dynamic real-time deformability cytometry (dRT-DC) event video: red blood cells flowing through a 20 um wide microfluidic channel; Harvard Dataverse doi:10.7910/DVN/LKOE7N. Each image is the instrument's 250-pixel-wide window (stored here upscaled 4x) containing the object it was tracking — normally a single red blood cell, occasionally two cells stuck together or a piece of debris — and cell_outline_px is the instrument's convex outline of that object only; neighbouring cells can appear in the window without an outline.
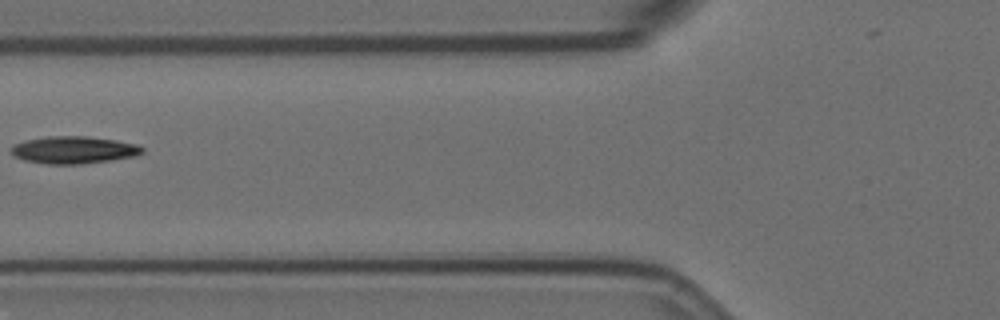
{"species": "Egyptian fruit bat (a non-hibernating species)", "species_latin": "Rousettus aegyptiacus", "temperature_condition": "room temperature", "stored_images_in_passage": 4, "camera_frame_rate_fps": 3000, "um_per_image_px": 0.085, "animal": {"sex": "female"}, "frame": {"image": 1, "passage_image": 3, "time_ms": 2.333, "image_size_px": [1000, 320], "cell_outline_px": [[144, 152], [136, 156], [112, 160], [84, 164], [48, 164], [24, 160], [12, 156], [12, 144], [24, 140], [48, 136], [88, 136], [116, 140], [136, 144], [144, 148]], "centroid_in_image_um": [6.27, 12.74], "position_along_channel_um": 119.5, "area_um2": 21.1}}
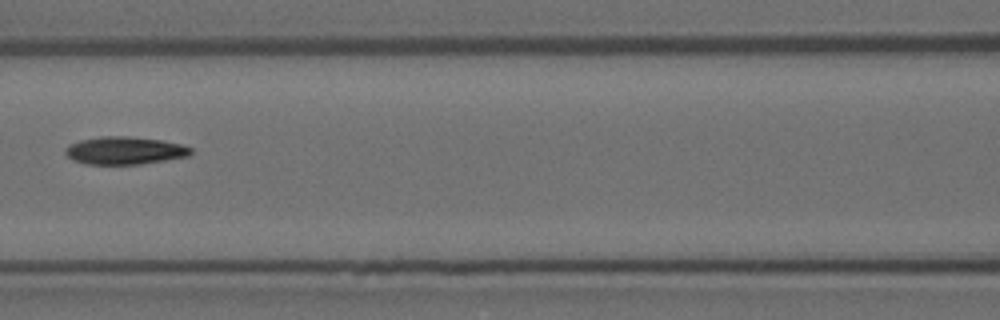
{"frame": {"image": 2, "passage_image": 4, "time_ms": 3.333, "image_size_px": [1000, 320], "cell_outline_px": [[192, 152], [188, 156], [140, 164], [84, 164], [72, 160], [64, 152], [64, 148], [68, 144], [80, 140], [100, 136], [128, 136], [160, 140], [180, 144], [192, 148]], "centroid_in_image_um": [10.54, 12.79], "position_along_channel_um": 156.1, "area_um2": 20.29}}